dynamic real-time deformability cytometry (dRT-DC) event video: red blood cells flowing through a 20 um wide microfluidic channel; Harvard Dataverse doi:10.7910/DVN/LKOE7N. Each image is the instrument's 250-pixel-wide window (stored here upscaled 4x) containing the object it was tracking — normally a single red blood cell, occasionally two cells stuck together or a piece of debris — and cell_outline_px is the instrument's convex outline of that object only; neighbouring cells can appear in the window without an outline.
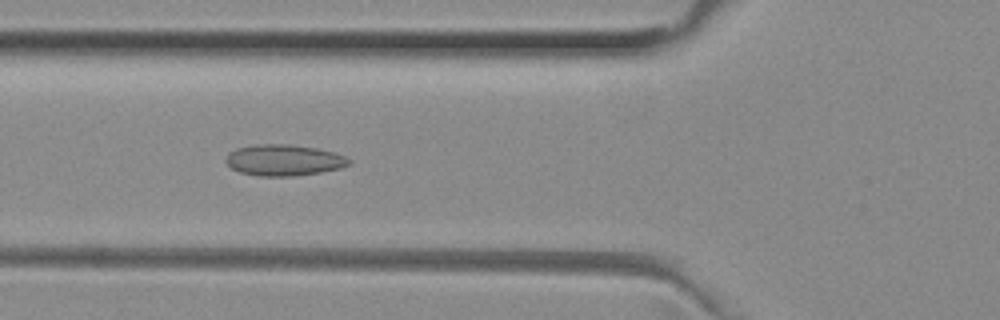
{"species": "common noctule bat (a hibernating species)", "species_latin": "Nyctalus noctula", "temperature_condition": "room temperature", "stored_images_in_passage": 50, "camera_frame_rate_fps": 3000, "um_per_image_px": 0.085, "animal": {"sex": "female", "body_mass_g": 29.2, "forearm_length_mm": 56.3}, "frame": {"image": 1, "passage_image": 18, "time_ms": 5.667, "image_size_px": [1000, 320], "cell_outline_px": [[352, 164], [340, 168], [320, 172], [296, 176], [260, 176], [240, 172], [232, 168], [224, 160], [228, 152], [236, 148], [256, 144], [284, 144], [316, 148], [348, 156], [352, 160]], "centroid_in_image_um": [24.14, 13.61], "position_along_channel_um": 101.7, "area_um2": 22.48}}
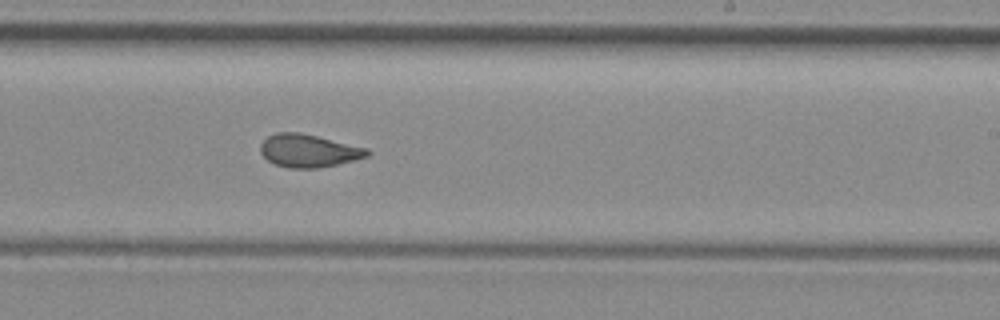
{"frame": {"image": 2, "passage_image": 30, "time_ms": 9.667, "image_size_px": [1000, 320], "cell_outline_px": [[372, 152], [368, 156], [320, 168], [288, 168], [276, 164], [268, 160], [260, 152], [260, 144], [268, 136], [276, 132], [300, 132], [368, 148]], "centroid_in_image_um": [26.22, 12.8], "position_along_channel_um": 262.8, "area_um2": 20.4}}
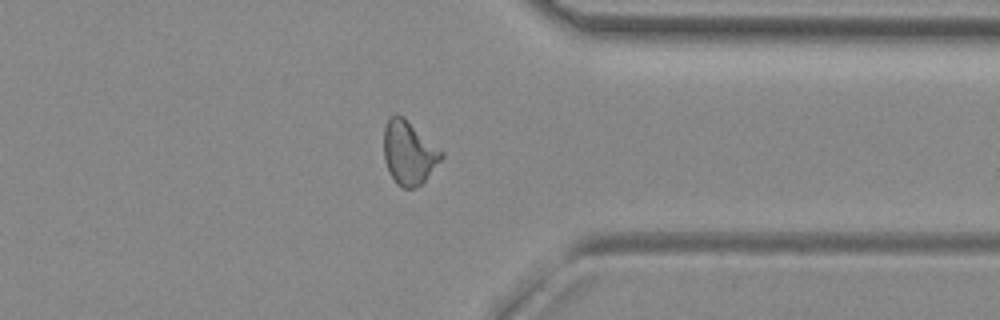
{"frame": {"image": 3, "passage_image": 39, "time_ms": 12.667, "image_size_px": [1000, 320], "cell_outline_px": [[444, 156], [424, 180], [416, 188], [404, 188], [396, 184], [388, 172], [384, 160], [384, 128], [388, 120], [392, 116], [400, 116], [444, 152]], "centroid_in_image_um": [34.73, 13.04], "position_along_channel_um": 376.7, "area_um2": 20.75}, "authors_computed_cell_mechanics": {"area_um2": 21.0392, "velocity_mm_per_s": 4.028, "shape_relaxation_time_tau1_ms": null, "shape_relaxation_time_tau2_ms": 1.4677, "deformation_change_tau1": null, "deformation_change_tau2": 0.0786}}